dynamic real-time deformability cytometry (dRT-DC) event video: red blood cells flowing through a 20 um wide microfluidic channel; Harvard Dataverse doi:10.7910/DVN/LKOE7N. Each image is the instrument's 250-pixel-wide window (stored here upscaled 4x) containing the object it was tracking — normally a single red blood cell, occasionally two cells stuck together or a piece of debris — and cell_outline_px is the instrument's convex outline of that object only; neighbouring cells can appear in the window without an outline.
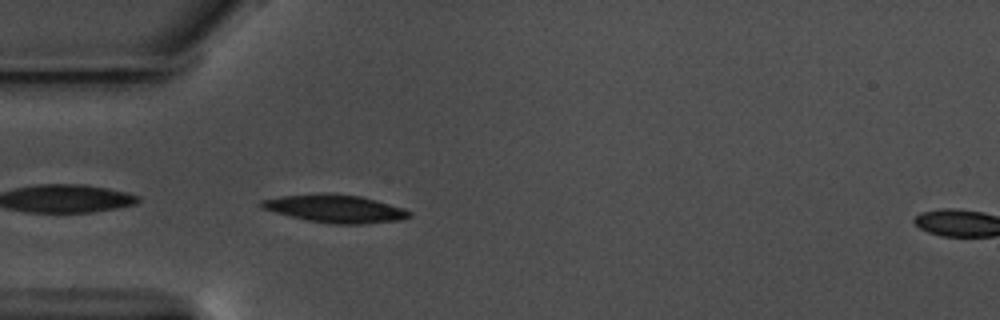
{"species": "common noctule bat (a hibernating species)", "species_latin": "Nyctalus noctula", "temperature_condition": "warm", "stored_images_in_passage": 23, "camera_frame_rate_fps": 3000, "um_per_image_px": 0.085, "animal": {"sex": "male", "body_mass_g": 17.5, "forearm_length_mm": 52.3}, "frame": {"image": 1, "passage_image": 1, "time_ms": 0.0, "image_size_px": [1000, 320], "cell_outline_px": [[412, 216], [404, 220], [364, 224], [332, 224], [308, 220], [260, 208], [260, 200], [280, 196], [328, 192], [360, 196], [376, 200], [404, 208], [412, 212]], "centroid_in_image_um": [28.54, 17.73], "position_along_channel_um": 56.5, "area_um2": 24.22}}
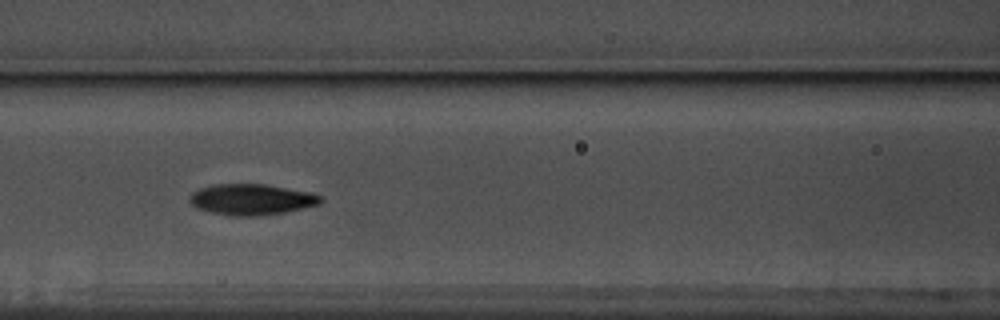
{"frame": {"image": 2, "passage_image": 9, "time_ms": 2.667, "image_size_px": [1000, 320], "cell_outline_px": [[324, 200], [320, 204], [284, 212], [256, 216], [232, 216], [212, 212], [196, 208], [188, 200], [188, 196], [192, 192], [200, 188], [212, 184], [264, 184], [312, 192], [320, 196]], "centroid_in_image_um": [21.36, 16.95], "position_along_channel_um": 145.2, "area_um2": 23.7}}
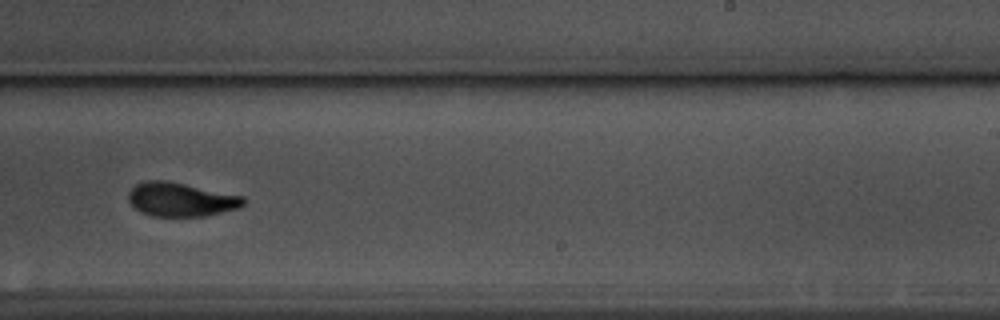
{"frame": {"image": 3, "passage_image": 20, "time_ms": 6.333, "image_size_px": [1000, 320], "cell_outline_px": [[248, 200], [240, 208], [204, 216], [152, 216], [140, 212], [128, 200], [128, 192], [136, 184], [144, 180], [164, 180], [244, 196]], "centroid_in_image_um": [15.38, 16.96], "position_along_channel_um": 273.6, "area_um2": 22.72}}